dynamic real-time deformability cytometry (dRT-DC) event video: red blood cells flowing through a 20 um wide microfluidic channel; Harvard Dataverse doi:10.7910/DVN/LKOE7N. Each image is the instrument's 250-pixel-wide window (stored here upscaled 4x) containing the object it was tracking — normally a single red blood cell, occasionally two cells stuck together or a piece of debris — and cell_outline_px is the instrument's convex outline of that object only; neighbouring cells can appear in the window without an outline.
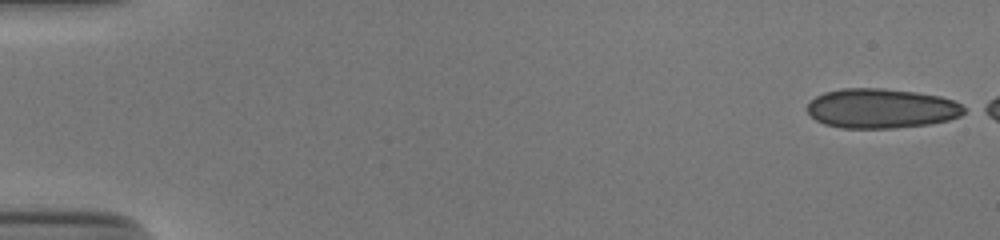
{"species": "human", "species_latin": "Homo sapiens", "temperature_condition": "cold", "stored_images_in_passage": 50, "camera_frame_rate_fps": 3000, "um_per_image_px": 0.085, "donor": {"sex": "male"}, "frame": {"image": 1, "passage_image": 1, "time_ms": 0.0, "image_size_px": [1000, 240], "cell_outline_px": [[968, 108], [960, 116], [948, 120], [928, 124], [892, 128], [844, 128], [824, 124], [816, 120], [808, 112], [808, 104], [816, 96], [824, 92], [840, 88], [884, 88], [916, 92], [940, 96], [952, 100]], "centroid_in_image_um": [74.92, 9.21], "position_along_channel_um": 10.1, "area_um2": 36.24}}
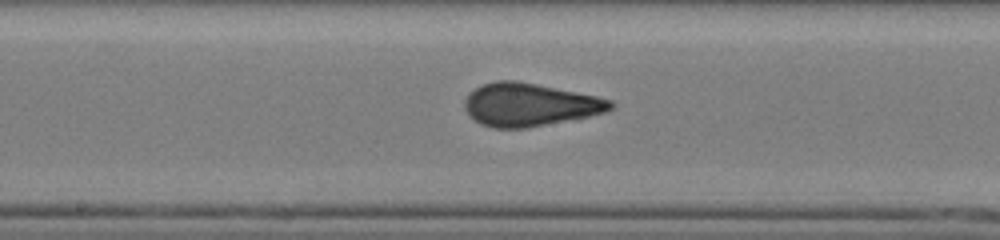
{"frame": {"image": 2, "passage_image": 28, "time_ms": 9.0, "image_size_px": [1000, 240], "cell_outline_px": [[616, 104], [608, 112], [528, 128], [492, 128], [480, 124], [464, 108], [464, 100], [468, 92], [484, 84], [496, 80], [516, 80], [596, 96], [612, 100]], "centroid_in_image_um": [45.01, 8.9], "position_along_channel_um": 203.2, "area_um2": 36.47}}
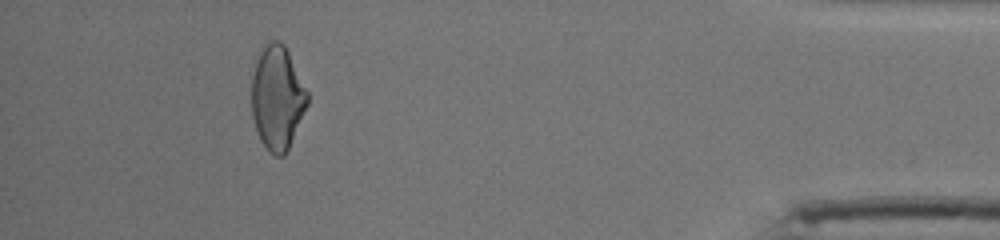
{"frame": {"image": 3, "passage_image": 48, "time_ms": 15.667, "image_size_px": [1000, 240], "cell_outline_px": [[308, 104], [288, 148], [284, 156], [276, 156], [260, 140], [252, 116], [252, 76], [256, 60], [260, 52], [272, 40], [280, 40], [284, 44], [308, 92]], "centroid_in_image_um": [23.57, 8.3], "position_along_channel_um": 411.6, "area_um2": 33.23}, "authors_computed_cell_mechanics": {"area_um2": 36.2984, "velocity_mm_per_s": 3.897, "shape_relaxation_time_tau1_ms": 7.7977, "shape_relaxation_time_tau2_ms": null, "deformation_change_tau1": 0.1688, "deformation_change_tau2": null}}